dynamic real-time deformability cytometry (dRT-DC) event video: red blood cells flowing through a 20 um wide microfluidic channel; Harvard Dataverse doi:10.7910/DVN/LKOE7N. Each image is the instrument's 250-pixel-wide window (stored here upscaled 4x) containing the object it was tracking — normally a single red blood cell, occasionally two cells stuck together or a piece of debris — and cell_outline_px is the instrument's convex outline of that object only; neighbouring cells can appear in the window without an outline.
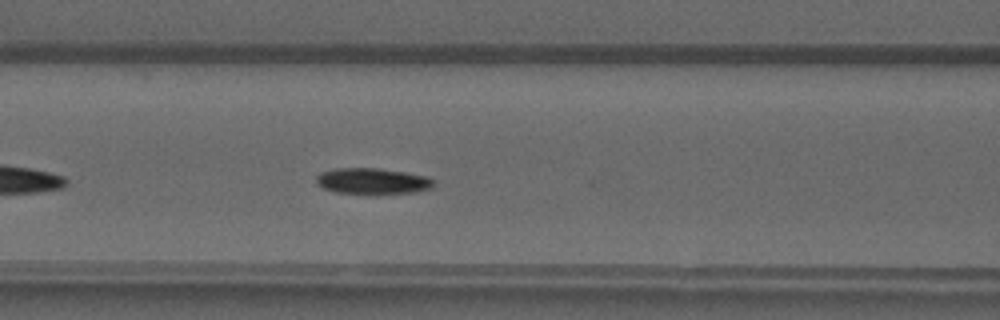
{"species": "common noctule bat (a hibernating species)", "species_latin": "Nyctalus noctula", "temperature_condition": "warm", "stored_images_in_passage": 27, "camera_frame_rate_fps": 3000, "um_per_image_px": 0.085, "animal": {"sex": "male", "forearm_length_mm": 52.5}, "frame": {"image": 1, "passage_image": 8, "time_ms": 2.333, "image_size_px": [1000, 320], "cell_outline_px": [[436, 180], [432, 188], [412, 192], [376, 196], [336, 192], [324, 188], [316, 184], [316, 176], [320, 172], [336, 168], [380, 168], [428, 176]], "centroid_in_image_um": [31.68, 15.42], "position_along_channel_um": 134.9, "area_um2": 18.5}}
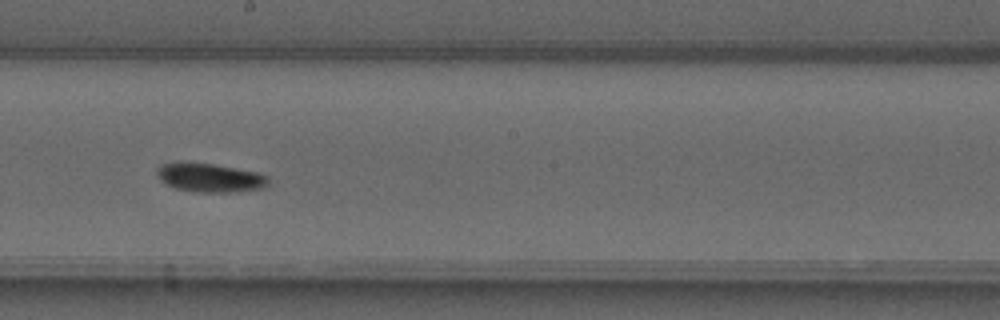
{"frame": {"image": 2, "passage_image": 15, "time_ms": 4.667, "image_size_px": [1000, 320], "cell_outline_px": [[268, 184], [264, 188], [236, 192], [192, 192], [176, 188], [160, 180], [156, 172], [156, 168], [164, 164], [184, 160], [212, 164], [256, 172], [268, 176]], "centroid_in_image_um": [17.82, 15.09], "position_along_channel_um": 230.4, "area_um2": 18.9}}
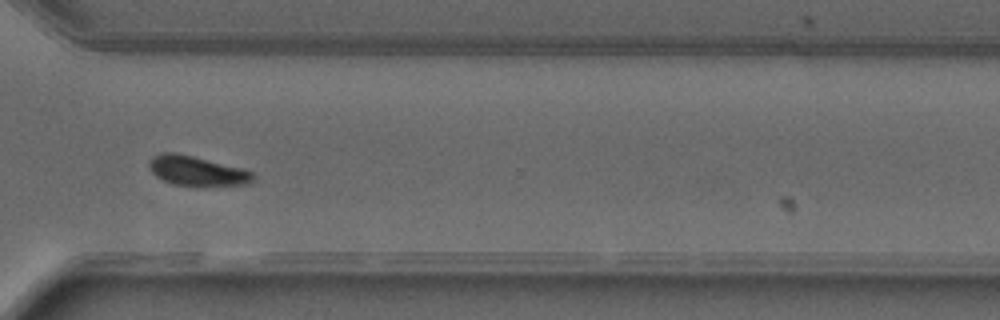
{"frame": {"image": 3, "passage_image": 24, "time_ms": 7.667, "image_size_px": [1000, 320], "cell_outline_px": [[252, 180], [248, 184], [172, 184], [156, 176], [152, 172], [148, 164], [148, 160], [152, 156], [164, 152], [176, 152], [244, 168], [252, 172]], "centroid_in_image_um": [16.68, 14.48], "position_along_channel_um": 353.9, "area_um2": 17.46}, "authors_computed_cell_mechanics": {"area_um2": 18.3804, "velocity_mm_per_s": 4.1131, "shape_relaxation_time_tau1_ms": 3.279, "shape_relaxation_time_tau2_ms": null, "deformation_change_tau1": 0.1052, "deformation_change_tau2": null}}